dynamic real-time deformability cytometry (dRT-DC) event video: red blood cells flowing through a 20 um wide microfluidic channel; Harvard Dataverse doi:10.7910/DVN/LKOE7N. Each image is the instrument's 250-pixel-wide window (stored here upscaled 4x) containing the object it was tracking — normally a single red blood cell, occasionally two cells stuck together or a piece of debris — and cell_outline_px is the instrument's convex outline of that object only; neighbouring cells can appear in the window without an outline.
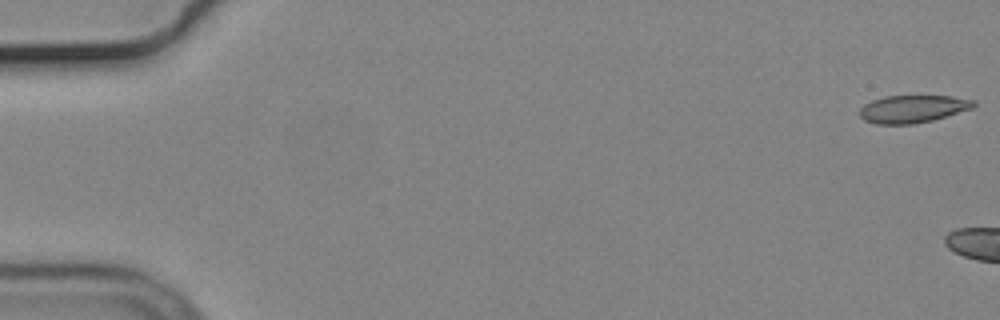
{"species": "common noctule bat (a hibernating species)", "species_latin": "Nyctalus noctula", "temperature_condition": "cold", "stored_images_in_passage": 7, "camera_frame_rate_fps": 3000, "um_per_image_px": 0.085, "animal": {"sex": "male", "body_mass_g": 19.2, "forearm_length_mm": 51.8}, "frame": {"image": 1, "passage_image": 1, "time_ms": 0.0, "image_size_px": [1000, 320], "cell_outline_px": [[976, 104], [972, 108], [932, 120], [912, 124], [876, 124], [864, 120], [860, 116], [860, 108], [864, 104], [872, 100], [884, 96], [952, 96], [976, 100]], "centroid_in_image_um": [77.57, 9.25], "position_along_channel_um": 7.4, "area_um2": 18.26}}